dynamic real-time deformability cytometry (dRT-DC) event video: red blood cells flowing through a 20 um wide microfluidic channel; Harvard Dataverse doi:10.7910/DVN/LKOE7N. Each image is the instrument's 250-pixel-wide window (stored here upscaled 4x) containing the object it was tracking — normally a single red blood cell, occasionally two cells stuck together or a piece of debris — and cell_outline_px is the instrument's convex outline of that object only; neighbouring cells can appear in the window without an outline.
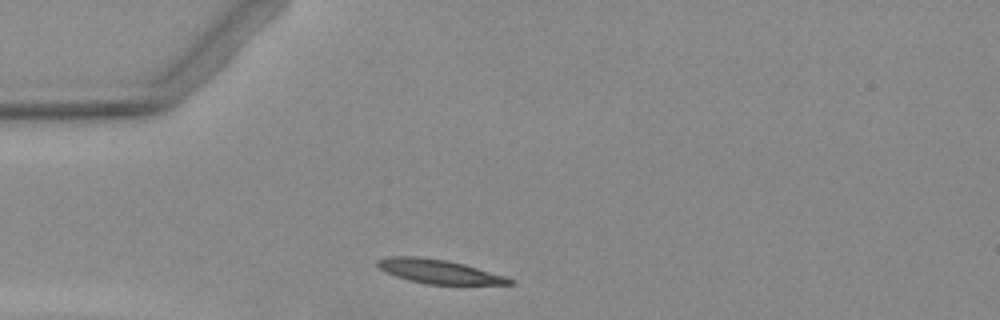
{"species": "Egyptian fruit bat (a non-hibernating species)", "species_latin": "Rousettus aegyptiacus", "temperature_condition": "warm", "stored_images_in_passage": 1, "camera_frame_rate_fps": 3000, "um_per_image_px": 0.085, "animal": {"sex": "female"}, "frame": {"image": 1, "passage_image": 1, "time_ms": 0.0, "image_size_px": [1000, 320], "cell_outline_px": [[516, 284], [424, 284], [396, 276], [384, 272], [376, 264], [376, 260], [388, 256], [416, 256], [444, 260], [464, 264], [504, 276], [512, 280]], "centroid_in_image_um": [37.24, 23.07], "position_along_channel_um": 47.8, "area_um2": 18.21}}